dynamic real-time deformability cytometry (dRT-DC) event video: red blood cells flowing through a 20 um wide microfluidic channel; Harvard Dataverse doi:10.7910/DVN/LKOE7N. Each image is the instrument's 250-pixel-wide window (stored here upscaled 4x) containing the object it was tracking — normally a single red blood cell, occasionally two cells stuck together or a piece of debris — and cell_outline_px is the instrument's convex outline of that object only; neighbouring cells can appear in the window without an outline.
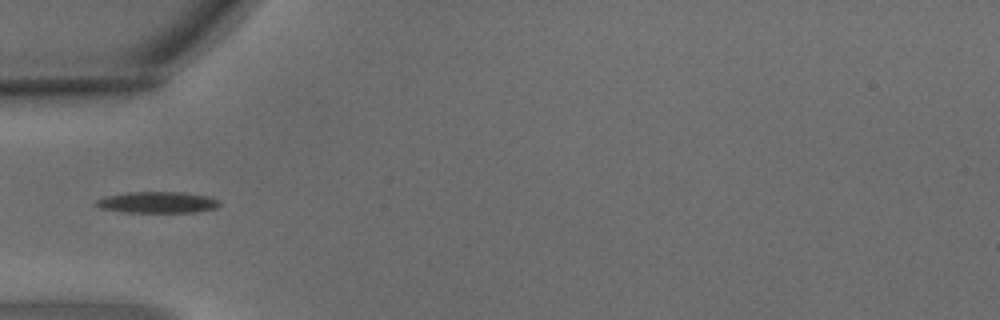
{"species": "common noctule bat (a hibernating species)", "species_latin": "Nyctalus noctula", "temperature_condition": "warm", "stored_images_in_passage": 6, "camera_frame_rate_fps": 3000, "um_per_image_px": 0.085, "animal": {"sex": "male", "body_mass_g": 15.6}, "frame": {"image": 1, "passage_image": 5, "time_ms": 1.333, "image_size_px": [1000, 320], "cell_outline_px": [[220, 204], [216, 208], [196, 212], [124, 212], [100, 208], [96, 204], [96, 200], [108, 196], [128, 192], [184, 192], [208, 196], [220, 200]], "centroid_in_image_um": [13.43, 17.2], "position_along_channel_um": 71.6, "area_um2": 15.26}}
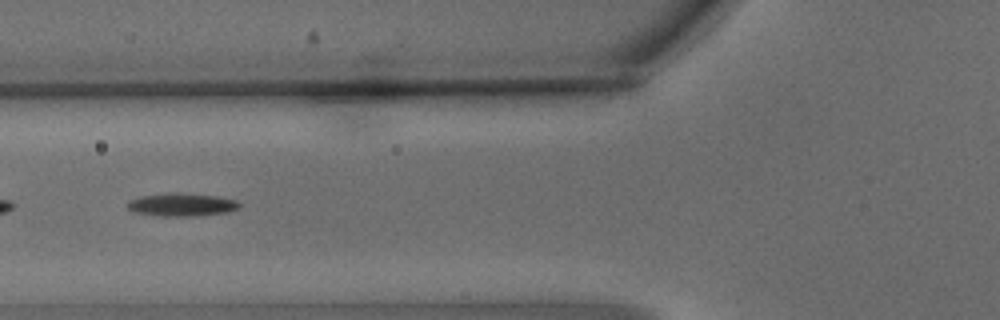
{"frame": {"image": 2, "passage_image": 6, "time_ms": 1.667, "image_size_px": [1000, 320], "cell_outline_px": [[240, 208], [228, 212], [196, 216], [160, 216], [132, 212], [128, 208], [128, 200], [140, 196], [176, 192], [216, 196], [236, 200], [240, 204]], "centroid_in_image_um": [15.44, 17.4], "position_along_channel_um": 110.4, "area_um2": 15.09}}